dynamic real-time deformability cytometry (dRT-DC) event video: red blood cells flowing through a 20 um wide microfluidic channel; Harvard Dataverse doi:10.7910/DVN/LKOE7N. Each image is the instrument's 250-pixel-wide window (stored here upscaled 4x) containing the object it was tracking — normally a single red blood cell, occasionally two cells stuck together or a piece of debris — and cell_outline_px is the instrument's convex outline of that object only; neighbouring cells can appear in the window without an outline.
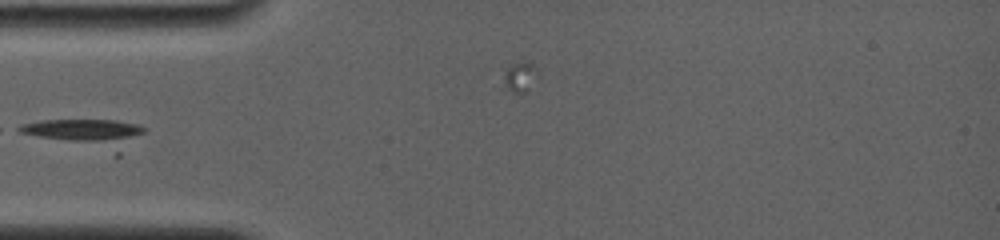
{"species": "common noctule bat (a hibernating species)", "species_latin": "Nyctalus noctula", "temperature_condition": "room temperature", "stored_images_in_passage": 3, "camera_frame_rate_fps": 4000, "um_per_image_px": 0.085, "animal": {"sex": "female", "body_mass_g": 19.0, "forearm_length_mm": 56.7}, "frame": {"image": 1, "passage_image": 1, "time_ms": 0.0, "image_size_px": [1000, 240], "cell_outline_px": [[144, 132], [120, 156], [116, 156], [20, 132], [12, 128], [20, 124], [40, 120], [116, 120], [140, 124], [144, 128]], "centroid_in_image_um": [7.41, 11.36], "position_along_channel_um": 77.6, "area_um2": 21.27}}